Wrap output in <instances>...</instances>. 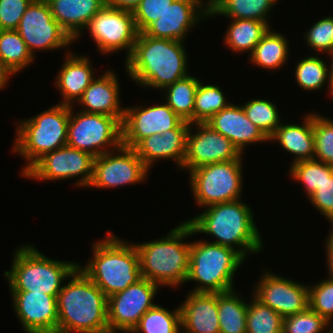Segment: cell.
I'll list each match as a JSON object with an SVG mask.
<instances>
[{
    "instance_id": "1",
    "label": "cell",
    "mask_w": 333,
    "mask_h": 333,
    "mask_svg": "<svg viewBox=\"0 0 333 333\" xmlns=\"http://www.w3.org/2000/svg\"><path fill=\"white\" fill-rule=\"evenodd\" d=\"M185 42L138 33L131 54L125 58L128 77L144 88L162 90L189 75Z\"/></svg>"
},
{
    "instance_id": "2",
    "label": "cell",
    "mask_w": 333,
    "mask_h": 333,
    "mask_svg": "<svg viewBox=\"0 0 333 333\" xmlns=\"http://www.w3.org/2000/svg\"><path fill=\"white\" fill-rule=\"evenodd\" d=\"M252 211L251 206L239 199L205 207L203 212L185 221L195 234H208L216 239L208 242L233 248L247 260L249 253L260 254L264 248Z\"/></svg>"
},
{
    "instance_id": "3",
    "label": "cell",
    "mask_w": 333,
    "mask_h": 333,
    "mask_svg": "<svg viewBox=\"0 0 333 333\" xmlns=\"http://www.w3.org/2000/svg\"><path fill=\"white\" fill-rule=\"evenodd\" d=\"M108 297L78 267L57 295V333H109Z\"/></svg>"
},
{
    "instance_id": "4",
    "label": "cell",
    "mask_w": 333,
    "mask_h": 333,
    "mask_svg": "<svg viewBox=\"0 0 333 333\" xmlns=\"http://www.w3.org/2000/svg\"><path fill=\"white\" fill-rule=\"evenodd\" d=\"M194 235L192 227L182 221L162 238L134 243L141 276L160 287L177 288L184 284L189 273L191 250V241L184 240Z\"/></svg>"
},
{
    "instance_id": "5",
    "label": "cell",
    "mask_w": 333,
    "mask_h": 333,
    "mask_svg": "<svg viewBox=\"0 0 333 333\" xmlns=\"http://www.w3.org/2000/svg\"><path fill=\"white\" fill-rule=\"evenodd\" d=\"M107 236L92 244V256L79 268L109 297L142 278L139 255L134 243L107 231ZM129 242V243H128Z\"/></svg>"
},
{
    "instance_id": "6",
    "label": "cell",
    "mask_w": 333,
    "mask_h": 333,
    "mask_svg": "<svg viewBox=\"0 0 333 333\" xmlns=\"http://www.w3.org/2000/svg\"><path fill=\"white\" fill-rule=\"evenodd\" d=\"M79 263L54 260L32 244L14 250L10 270L4 271L10 291H29L57 296Z\"/></svg>"
},
{
    "instance_id": "7",
    "label": "cell",
    "mask_w": 333,
    "mask_h": 333,
    "mask_svg": "<svg viewBox=\"0 0 333 333\" xmlns=\"http://www.w3.org/2000/svg\"><path fill=\"white\" fill-rule=\"evenodd\" d=\"M70 105L57 103L16 126L13 152L26 160L21 176L43 155L67 144Z\"/></svg>"
},
{
    "instance_id": "8",
    "label": "cell",
    "mask_w": 333,
    "mask_h": 333,
    "mask_svg": "<svg viewBox=\"0 0 333 333\" xmlns=\"http://www.w3.org/2000/svg\"><path fill=\"white\" fill-rule=\"evenodd\" d=\"M235 249L197 240L191 242L186 282H197L192 292L223 293L234 288L235 273L245 262Z\"/></svg>"
},
{
    "instance_id": "9",
    "label": "cell",
    "mask_w": 333,
    "mask_h": 333,
    "mask_svg": "<svg viewBox=\"0 0 333 333\" xmlns=\"http://www.w3.org/2000/svg\"><path fill=\"white\" fill-rule=\"evenodd\" d=\"M242 157L207 164L189 171L191 193L199 208L242 198Z\"/></svg>"
},
{
    "instance_id": "10",
    "label": "cell",
    "mask_w": 333,
    "mask_h": 333,
    "mask_svg": "<svg viewBox=\"0 0 333 333\" xmlns=\"http://www.w3.org/2000/svg\"><path fill=\"white\" fill-rule=\"evenodd\" d=\"M67 130V144L93 157L111 152L122 145L121 122L113 116L73 111ZM74 112V113H73Z\"/></svg>"
},
{
    "instance_id": "11",
    "label": "cell",
    "mask_w": 333,
    "mask_h": 333,
    "mask_svg": "<svg viewBox=\"0 0 333 333\" xmlns=\"http://www.w3.org/2000/svg\"><path fill=\"white\" fill-rule=\"evenodd\" d=\"M94 158L90 153L65 145L43 155L22 177L56 182L80 176L75 185L85 188L93 176Z\"/></svg>"
},
{
    "instance_id": "12",
    "label": "cell",
    "mask_w": 333,
    "mask_h": 333,
    "mask_svg": "<svg viewBox=\"0 0 333 333\" xmlns=\"http://www.w3.org/2000/svg\"><path fill=\"white\" fill-rule=\"evenodd\" d=\"M149 170L133 148L121 145L94 158L88 188L112 189L142 183L148 179Z\"/></svg>"
},
{
    "instance_id": "13",
    "label": "cell",
    "mask_w": 333,
    "mask_h": 333,
    "mask_svg": "<svg viewBox=\"0 0 333 333\" xmlns=\"http://www.w3.org/2000/svg\"><path fill=\"white\" fill-rule=\"evenodd\" d=\"M85 29H88L101 54H114L126 49V58L131 54L138 35L133 12L114 9L107 4Z\"/></svg>"
},
{
    "instance_id": "14",
    "label": "cell",
    "mask_w": 333,
    "mask_h": 333,
    "mask_svg": "<svg viewBox=\"0 0 333 333\" xmlns=\"http://www.w3.org/2000/svg\"><path fill=\"white\" fill-rule=\"evenodd\" d=\"M158 290V284L142 277L124 290L109 296V333H131L140 318L155 305L153 298Z\"/></svg>"
},
{
    "instance_id": "15",
    "label": "cell",
    "mask_w": 333,
    "mask_h": 333,
    "mask_svg": "<svg viewBox=\"0 0 333 333\" xmlns=\"http://www.w3.org/2000/svg\"><path fill=\"white\" fill-rule=\"evenodd\" d=\"M16 31L25 41L33 56H36L34 54L37 50L68 49L74 43L53 18L46 0H33L31 2Z\"/></svg>"
},
{
    "instance_id": "16",
    "label": "cell",
    "mask_w": 333,
    "mask_h": 333,
    "mask_svg": "<svg viewBox=\"0 0 333 333\" xmlns=\"http://www.w3.org/2000/svg\"><path fill=\"white\" fill-rule=\"evenodd\" d=\"M195 126L196 129H193ZM242 155L229 139L210 125L194 123L190 125L187 134L186 155L182 170L186 169L189 172L207 164L236 160Z\"/></svg>"
},
{
    "instance_id": "17",
    "label": "cell",
    "mask_w": 333,
    "mask_h": 333,
    "mask_svg": "<svg viewBox=\"0 0 333 333\" xmlns=\"http://www.w3.org/2000/svg\"><path fill=\"white\" fill-rule=\"evenodd\" d=\"M264 270L252 289L253 295L283 318L305 311L309 307L308 284H302Z\"/></svg>"
},
{
    "instance_id": "18",
    "label": "cell",
    "mask_w": 333,
    "mask_h": 333,
    "mask_svg": "<svg viewBox=\"0 0 333 333\" xmlns=\"http://www.w3.org/2000/svg\"><path fill=\"white\" fill-rule=\"evenodd\" d=\"M162 103L125 107L121 123L123 146L134 148L142 139L176 129L184 121L166 102Z\"/></svg>"
},
{
    "instance_id": "19",
    "label": "cell",
    "mask_w": 333,
    "mask_h": 333,
    "mask_svg": "<svg viewBox=\"0 0 333 333\" xmlns=\"http://www.w3.org/2000/svg\"><path fill=\"white\" fill-rule=\"evenodd\" d=\"M174 0L165 12L143 33L149 37L185 42L186 35L199 22L209 19V2Z\"/></svg>"
},
{
    "instance_id": "20",
    "label": "cell",
    "mask_w": 333,
    "mask_h": 333,
    "mask_svg": "<svg viewBox=\"0 0 333 333\" xmlns=\"http://www.w3.org/2000/svg\"><path fill=\"white\" fill-rule=\"evenodd\" d=\"M10 293L24 333H57V296L32 291Z\"/></svg>"
},
{
    "instance_id": "21",
    "label": "cell",
    "mask_w": 333,
    "mask_h": 333,
    "mask_svg": "<svg viewBox=\"0 0 333 333\" xmlns=\"http://www.w3.org/2000/svg\"><path fill=\"white\" fill-rule=\"evenodd\" d=\"M190 123L183 121L176 129L166 130L162 134H153L142 139L133 149L151 169L156 160H173L181 169L186 155L187 134Z\"/></svg>"
},
{
    "instance_id": "22",
    "label": "cell",
    "mask_w": 333,
    "mask_h": 333,
    "mask_svg": "<svg viewBox=\"0 0 333 333\" xmlns=\"http://www.w3.org/2000/svg\"><path fill=\"white\" fill-rule=\"evenodd\" d=\"M120 86L116 72L107 69L95 77L75 104L83 106V112L113 116L122 123L125 108L120 106Z\"/></svg>"
},
{
    "instance_id": "23",
    "label": "cell",
    "mask_w": 333,
    "mask_h": 333,
    "mask_svg": "<svg viewBox=\"0 0 333 333\" xmlns=\"http://www.w3.org/2000/svg\"><path fill=\"white\" fill-rule=\"evenodd\" d=\"M206 123L229 139L242 154L250 144L269 141L262 131L247 118L241 105L230 103Z\"/></svg>"
},
{
    "instance_id": "24",
    "label": "cell",
    "mask_w": 333,
    "mask_h": 333,
    "mask_svg": "<svg viewBox=\"0 0 333 333\" xmlns=\"http://www.w3.org/2000/svg\"><path fill=\"white\" fill-rule=\"evenodd\" d=\"M179 308L181 333H220L218 293L190 291Z\"/></svg>"
},
{
    "instance_id": "25",
    "label": "cell",
    "mask_w": 333,
    "mask_h": 333,
    "mask_svg": "<svg viewBox=\"0 0 333 333\" xmlns=\"http://www.w3.org/2000/svg\"><path fill=\"white\" fill-rule=\"evenodd\" d=\"M64 57L54 83L63 100L59 104L74 106L96 75L87 56L66 50Z\"/></svg>"
},
{
    "instance_id": "26",
    "label": "cell",
    "mask_w": 333,
    "mask_h": 333,
    "mask_svg": "<svg viewBox=\"0 0 333 333\" xmlns=\"http://www.w3.org/2000/svg\"><path fill=\"white\" fill-rule=\"evenodd\" d=\"M53 18L76 42L90 20L107 4V0H46Z\"/></svg>"
},
{
    "instance_id": "27",
    "label": "cell",
    "mask_w": 333,
    "mask_h": 333,
    "mask_svg": "<svg viewBox=\"0 0 333 333\" xmlns=\"http://www.w3.org/2000/svg\"><path fill=\"white\" fill-rule=\"evenodd\" d=\"M302 120V125L282 122L269 138L270 142H278L281 148L294 155L291 164L314 158L313 113L309 112Z\"/></svg>"
},
{
    "instance_id": "28",
    "label": "cell",
    "mask_w": 333,
    "mask_h": 333,
    "mask_svg": "<svg viewBox=\"0 0 333 333\" xmlns=\"http://www.w3.org/2000/svg\"><path fill=\"white\" fill-rule=\"evenodd\" d=\"M278 1L280 0H211L209 17L223 15L228 19L258 20L270 26L268 18Z\"/></svg>"
},
{
    "instance_id": "29",
    "label": "cell",
    "mask_w": 333,
    "mask_h": 333,
    "mask_svg": "<svg viewBox=\"0 0 333 333\" xmlns=\"http://www.w3.org/2000/svg\"><path fill=\"white\" fill-rule=\"evenodd\" d=\"M287 39L280 32L273 31V28L271 31L270 28L255 46L253 52L248 54L250 64L272 71L286 65L290 51Z\"/></svg>"
},
{
    "instance_id": "30",
    "label": "cell",
    "mask_w": 333,
    "mask_h": 333,
    "mask_svg": "<svg viewBox=\"0 0 333 333\" xmlns=\"http://www.w3.org/2000/svg\"><path fill=\"white\" fill-rule=\"evenodd\" d=\"M230 20L223 42H225L228 49L237 54L241 52H249L251 54L258 42L270 29L266 22L258 20Z\"/></svg>"
},
{
    "instance_id": "31",
    "label": "cell",
    "mask_w": 333,
    "mask_h": 333,
    "mask_svg": "<svg viewBox=\"0 0 333 333\" xmlns=\"http://www.w3.org/2000/svg\"><path fill=\"white\" fill-rule=\"evenodd\" d=\"M235 289L218 293L220 333H246L248 302Z\"/></svg>"
},
{
    "instance_id": "32",
    "label": "cell",
    "mask_w": 333,
    "mask_h": 333,
    "mask_svg": "<svg viewBox=\"0 0 333 333\" xmlns=\"http://www.w3.org/2000/svg\"><path fill=\"white\" fill-rule=\"evenodd\" d=\"M200 80L191 74L161 90L167 105L184 121L193 124L195 93Z\"/></svg>"
},
{
    "instance_id": "33",
    "label": "cell",
    "mask_w": 333,
    "mask_h": 333,
    "mask_svg": "<svg viewBox=\"0 0 333 333\" xmlns=\"http://www.w3.org/2000/svg\"><path fill=\"white\" fill-rule=\"evenodd\" d=\"M319 57L318 54L301 58L295 65V80L305 91L321 90L324 84H328L329 94L333 90L331 83V66L328 67L327 63ZM326 63V64H325Z\"/></svg>"
},
{
    "instance_id": "34",
    "label": "cell",
    "mask_w": 333,
    "mask_h": 333,
    "mask_svg": "<svg viewBox=\"0 0 333 333\" xmlns=\"http://www.w3.org/2000/svg\"><path fill=\"white\" fill-rule=\"evenodd\" d=\"M0 59L16 75L35 62V56L16 30H0Z\"/></svg>"
},
{
    "instance_id": "35",
    "label": "cell",
    "mask_w": 333,
    "mask_h": 333,
    "mask_svg": "<svg viewBox=\"0 0 333 333\" xmlns=\"http://www.w3.org/2000/svg\"><path fill=\"white\" fill-rule=\"evenodd\" d=\"M131 333H181L180 308L171 311L155 304L140 318Z\"/></svg>"
},
{
    "instance_id": "36",
    "label": "cell",
    "mask_w": 333,
    "mask_h": 333,
    "mask_svg": "<svg viewBox=\"0 0 333 333\" xmlns=\"http://www.w3.org/2000/svg\"><path fill=\"white\" fill-rule=\"evenodd\" d=\"M219 86L199 82L195 93L193 112L194 123H206L213 115L226 108L230 103Z\"/></svg>"
},
{
    "instance_id": "37",
    "label": "cell",
    "mask_w": 333,
    "mask_h": 333,
    "mask_svg": "<svg viewBox=\"0 0 333 333\" xmlns=\"http://www.w3.org/2000/svg\"><path fill=\"white\" fill-rule=\"evenodd\" d=\"M251 295L246 316V333H282L283 317Z\"/></svg>"
},
{
    "instance_id": "38",
    "label": "cell",
    "mask_w": 333,
    "mask_h": 333,
    "mask_svg": "<svg viewBox=\"0 0 333 333\" xmlns=\"http://www.w3.org/2000/svg\"><path fill=\"white\" fill-rule=\"evenodd\" d=\"M247 118L269 139L282 123L278 107L269 99H251L241 104Z\"/></svg>"
},
{
    "instance_id": "39",
    "label": "cell",
    "mask_w": 333,
    "mask_h": 333,
    "mask_svg": "<svg viewBox=\"0 0 333 333\" xmlns=\"http://www.w3.org/2000/svg\"><path fill=\"white\" fill-rule=\"evenodd\" d=\"M289 176L292 180L303 184V189L309 198L325 180V174L333 173V166L311 159L290 164Z\"/></svg>"
},
{
    "instance_id": "40",
    "label": "cell",
    "mask_w": 333,
    "mask_h": 333,
    "mask_svg": "<svg viewBox=\"0 0 333 333\" xmlns=\"http://www.w3.org/2000/svg\"><path fill=\"white\" fill-rule=\"evenodd\" d=\"M332 326L308 307L305 311L284 317L282 333H333Z\"/></svg>"
},
{
    "instance_id": "41",
    "label": "cell",
    "mask_w": 333,
    "mask_h": 333,
    "mask_svg": "<svg viewBox=\"0 0 333 333\" xmlns=\"http://www.w3.org/2000/svg\"><path fill=\"white\" fill-rule=\"evenodd\" d=\"M314 158L333 166V120L313 113Z\"/></svg>"
},
{
    "instance_id": "42",
    "label": "cell",
    "mask_w": 333,
    "mask_h": 333,
    "mask_svg": "<svg viewBox=\"0 0 333 333\" xmlns=\"http://www.w3.org/2000/svg\"><path fill=\"white\" fill-rule=\"evenodd\" d=\"M304 41L315 54H333V16L328 15L312 25L304 33Z\"/></svg>"
},
{
    "instance_id": "43",
    "label": "cell",
    "mask_w": 333,
    "mask_h": 333,
    "mask_svg": "<svg viewBox=\"0 0 333 333\" xmlns=\"http://www.w3.org/2000/svg\"><path fill=\"white\" fill-rule=\"evenodd\" d=\"M309 288V307L328 323L333 321V279L326 277Z\"/></svg>"
},
{
    "instance_id": "44",
    "label": "cell",
    "mask_w": 333,
    "mask_h": 333,
    "mask_svg": "<svg viewBox=\"0 0 333 333\" xmlns=\"http://www.w3.org/2000/svg\"><path fill=\"white\" fill-rule=\"evenodd\" d=\"M174 0H142L134 10V21L138 33H143L165 12Z\"/></svg>"
},
{
    "instance_id": "45",
    "label": "cell",
    "mask_w": 333,
    "mask_h": 333,
    "mask_svg": "<svg viewBox=\"0 0 333 333\" xmlns=\"http://www.w3.org/2000/svg\"><path fill=\"white\" fill-rule=\"evenodd\" d=\"M308 200L333 226V173L325 174V180Z\"/></svg>"
},
{
    "instance_id": "46",
    "label": "cell",
    "mask_w": 333,
    "mask_h": 333,
    "mask_svg": "<svg viewBox=\"0 0 333 333\" xmlns=\"http://www.w3.org/2000/svg\"><path fill=\"white\" fill-rule=\"evenodd\" d=\"M33 0H0V30H16Z\"/></svg>"
},
{
    "instance_id": "47",
    "label": "cell",
    "mask_w": 333,
    "mask_h": 333,
    "mask_svg": "<svg viewBox=\"0 0 333 333\" xmlns=\"http://www.w3.org/2000/svg\"><path fill=\"white\" fill-rule=\"evenodd\" d=\"M332 229L329 230V235L326 237L325 241V254H326V266L328 267V277L333 279V226Z\"/></svg>"
},
{
    "instance_id": "48",
    "label": "cell",
    "mask_w": 333,
    "mask_h": 333,
    "mask_svg": "<svg viewBox=\"0 0 333 333\" xmlns=\"http://www.w3.org/2000/svg\"><path fill=\"white\" fill-rule=\"evenodd\" d=\"M142 0H107V5L120 10L134 12Z\"/></svg>"
},
{
    "instance_id": "49",
    "label": "cell",
    "mask_w": 333,
    "mask_h": 333,
    "mask_svg": "<svg viewBox=\"0 0 333 333\" xmlns=\"http://www.w3.org/2000/svg\"><path fill=\"white\" fill-rule=\"evenodd\" d=\"M13 75H15L13 71L0 59V90L7 86Z\"/></svg>"
},
{
    "instance_id": "50",
    "label": "cell",
    "mask_w": 333,
    "mask_h": 333,
    "mask_svg": "<svg viewBox=\"0 0 333 333\" xmlns=\"http://www.w3.org/2000/svg\"><path fill=\"white\" fill-rule=\"evenodd\" d=\"M330 57L332 58V59H330V60H332L330 66H331V83H332V87H333V54L330 55Z\"/></svg>"
}]
</instances>
